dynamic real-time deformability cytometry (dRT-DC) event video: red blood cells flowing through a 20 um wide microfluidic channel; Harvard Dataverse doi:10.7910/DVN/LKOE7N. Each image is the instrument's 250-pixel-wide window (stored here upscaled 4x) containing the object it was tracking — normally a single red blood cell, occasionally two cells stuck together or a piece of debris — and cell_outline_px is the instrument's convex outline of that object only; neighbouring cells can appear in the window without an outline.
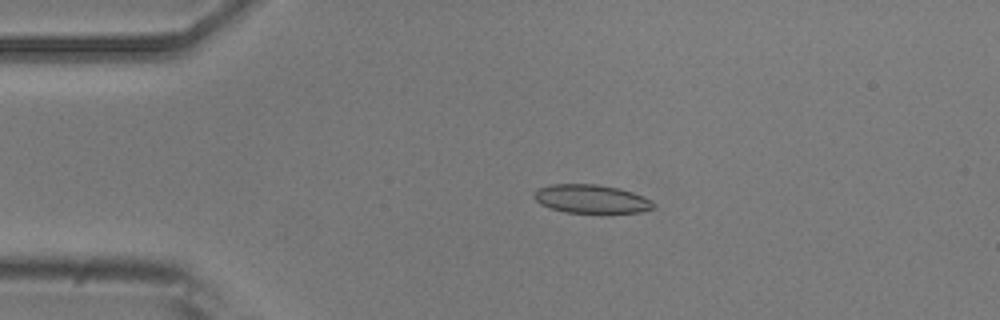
{"species": "common noctule bat (a hibernating species)", "species_latin": "Nyctalus noctula", "temperature_condition": "room temperature", "stored_images_in_passage": 5, "camera_frame_rate_fps": 3000, "um_per_image_px": 0.085, "animal": {"sex": "male", "body_mass_g": 20.5, "forearm_length_mm": 52.5}, "frame": {"image": 1, "passage_image": 3, "time_ms": 3.333, "image_size_px": [1000, 320], "cell_outline_px": [[656, 208], [640, 212], [564, 212], [540, 204], [532, 196], [540, 188], [548, 184], [596, 184], [620, 188], [644, 196], [652, 200], [656, 204]], "centroid_in_image_um": [50.3, 16.9], "position_along_channel_um": 34.7, "area_um2": 19.83}}
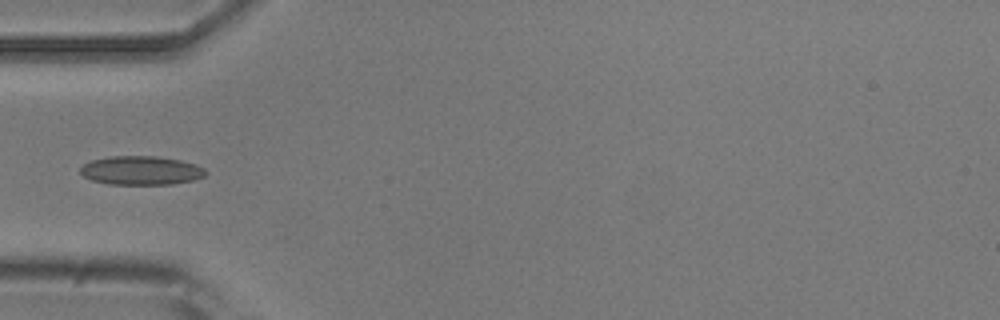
{"frame": {"image": 2, "passage_image": 5, "time_ms": 5.333, "image_size_px": [1000, 320], "cell_outline_px": [[208, 172], [204, 176], [192, 180], [172, 184], [108, 184], [92, 180], [84, 176], [80, 172], [80, 168], [84, 164], [92, 160], [112, 156], [156, 156], [180, 160], [196, 164], [204, 168]], "centroid_in_image_um": [12.01, 14.49], "position_along_channel_um": 73.0, "area_um2": 20.98}}